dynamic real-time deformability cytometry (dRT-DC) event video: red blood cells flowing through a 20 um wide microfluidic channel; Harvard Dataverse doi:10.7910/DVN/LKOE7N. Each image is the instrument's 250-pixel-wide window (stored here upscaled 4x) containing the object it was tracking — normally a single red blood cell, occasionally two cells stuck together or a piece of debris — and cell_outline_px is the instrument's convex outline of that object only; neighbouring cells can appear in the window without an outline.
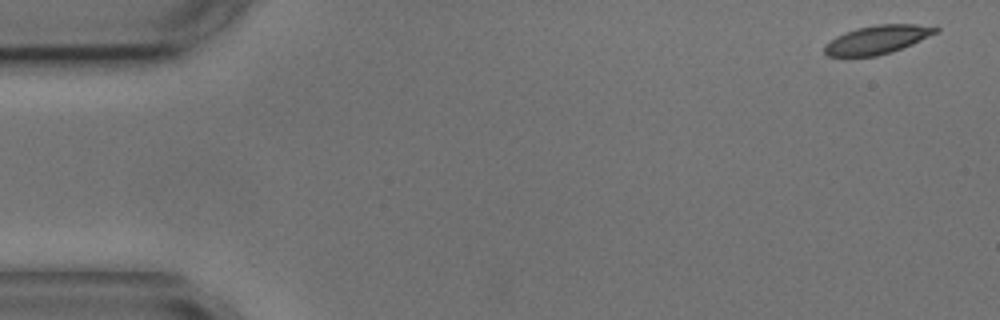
{"species": "common noctule bat (a hibernating species)", "species_latin": "Nyctalus noctula", "temperature_condition": "cold", "stored_images_in_passage": 6, "camera_frame_rate_fps": 3000, "um_per_image_px": 0.085, "animal": {"sex": "male", "body_mass_g": 17.9, "forearm_length_mm": 54.2}, "frame": {"image": 1, "passage_image": 1, "time_ms": 0.0, "image_size_px": [1000, 320], "cell_outline_px": [[940, 28], [936, 32], [912, 44], [892, 52], [876, 56], [828, 56], [824, 52], [824, 44], [836, 36], [844, 32], [856, 28], [876, 24], [916, 24]], "centroid_in_image_um": [74.52, 3.37], "position_along_channel_um": 10.5, "area_um2": 18.38}}